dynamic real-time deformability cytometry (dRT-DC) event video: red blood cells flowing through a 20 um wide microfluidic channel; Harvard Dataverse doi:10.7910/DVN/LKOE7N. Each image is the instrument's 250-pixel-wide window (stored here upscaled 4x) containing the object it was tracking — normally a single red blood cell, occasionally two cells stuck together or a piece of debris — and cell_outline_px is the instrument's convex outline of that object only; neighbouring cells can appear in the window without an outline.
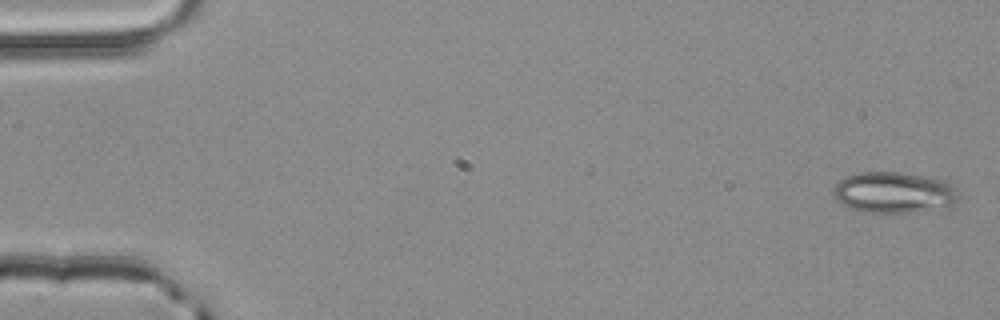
{"species": "common noctule bat (a hibernating species)", "species_latin": "Nyctalus noctula", "temperature_condition": "room temperature", "stored_images_in_passage": 4, "camera_frame_rate_fps": 3000, "um_per_image_px": 0.085, "animal": {"sex": "male", "body_mass_g": 20.4}, "frame": {"image": 1, "passage_image": 1, "time_ms": 0.0, "image_size_px": [1000, 320], "cell_outline_px": [[956, 200], [948, 208], [912, 212], [868, 212], [848, 208], [840, 204], [832, 196], [832, 188], [844, 176], [860, 172], [900, 172], [924, 176], [944, 180], [952, 184], [956, 188]], "centroid_in_image_um": [75.94, 16.36], "position_along_channel_um": 9.1, "area_um2": 30.23}}